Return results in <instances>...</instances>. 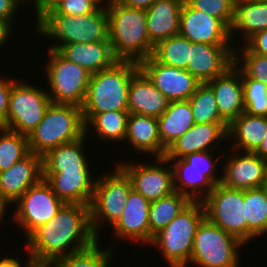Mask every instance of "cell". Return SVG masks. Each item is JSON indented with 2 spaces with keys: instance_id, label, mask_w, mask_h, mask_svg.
Here are the masks:
<instances>
[{
  "instance_id": "cell-1",
  "label": "cell",
  "mask_w": 267,
  "mask_h": 267,
  "mask_svg": "<svg viewBox=\"0 0 267 267\" xmlns=\"http://www.w3.org/2000/svg\"><path fill=\"white\" fill-rule=\"evenodd\" d=\"M25 239L33 259L47 261L84 250L98 240L92 231L89 205L79 203H65Z\"/></svg>"
},
{
  "instance_id": "cell-50",
  "label": "cell",
  "mask_w": 267,
  "mask_h": 267,
  "mask_svg": "<svg viewBox=\"0 0 267 267\" xmlns=\"http://www.w3.org/2000/svg\"><path fill=\"white\" fill-rule=\"evenodd\" d=\"M26 267H56L54 261L32 259Z\"/></svg>"
},
{
  "instance_id": "cell-48",
  "label": "cell",
  "mask_w": 267,
  "mask_h": 267,
  "mask_svg": "<svg viewBox=\"0 0 267 267\" xmlns=\"http://www.w3.org/2000/svg\"><path fill=\"white\" fill-rule=\"evenodd\" d=\"M12 27V24L8 20L0 18V46L4 45L8 40L11 32L13 31Z\"/></svg>"
},
{
  "instance_id": "cell-54",
  "label": "cell",
  "mask_w": 267,
  "mask_h": 267,
  "mask_svg": "<svg viewBox=\"0 0 267 267\" xmlns=\"http://www.w3.org/2000/svg\"><path fill=\"white\" fill-rule=\"evenodd\" d=\"M94 1L99 7H105L104 0H92Z\"/></svg>"
},
{
  "instance_id": "cell-19",
  "label": "cell",
  "mask_w": 267,
  "mask_h": 267,
  "mask_svg": "<svg viewBox=\"0 0 267 267\" xmlns=\"http://www.w3.org/2000/svg\"><path fill=\"white\" fill-rule=\"evenodd\" d=\"M233 152L222 167L221 182L231 189L248 190L263 187L265 182V160L254 152L239 155Z\"/></svg>"
},
{
  "instance_id": "cell-15",
  "label": "cell",
  "mask_w": 267,
  "mask_h": 267,
  "mask_svg": "<svg viewBox=\"0 0 267 267\" xmlns=\"http://www.w3.org/2000/svg\"><path fill=\"white\" fill-rule=\"evenodd\" d=\"M138 65L170 102L189 100L201 84L189 71L159 63L152 56Z\"/></svg>"
},
{
  "instance_id": "cell-3",
  "label": "cell",
  "mask_w": 267,
  "mask_h": 267,
  "mask_svg": "<svg viewBox=\"0 0 267 267\" xmlns=\"http://www.w3.org/2000/svg\"><path fill=\"white\" fill-rule=\"evenodd\" d=\"M108 39L114 57L119 61L140 63L152 56L145 10L122 4L108 6Z\"/></svg>"
},
{
  "instance_id": "cell-29",
  "label": "cell",
  "mask_w": 267,
  "mask_h": 267,
  "mask_svg": "<svg viewBox=\"0 0 267 267\" xmlns=\"http://www.w3.org/2000/svg\"><path fill=\"white\" fill-rule=\"evenodd\" d=\"M157 120L161 144L166 149L195 124L189 100L169 102Z\"/></svg>"
},
{
  "instance_id": "cell-42",
  "label": "cell",
  "mask_w": 267,
  "mask_h": 267,
  "mask_svg": "<svg viewBox=\"0 0 267 267\" xmlns=\"http://www.w3.org/2000/svg\"><path fill=\"white\" fill-rule=\"evenodd\" d=\"M98 8L99 6L92 0H60L44 14L86 15Z\"/></svg>"
},
{
  "instance_id": "cell-18",
  "label": "cell",
  "mask_w": 267,
  "mask_h": 267,
  "mask_svg": "<svg viewBox=\"0 0 267 267\" xmlns=\"http://www.w3.org/2000/svg\"><path fill=\"white\" fill-rule=\"evenodd\" d=\"M42 179V157L30 152L10 169L0 172V197L7 205H12Z\"/></svg>"
},
{
  "instance_id": "cell-10",
  "label": "cell",
  "mask_w": 267,
  "mask_h": 267,
  "mask_svg": "<svg viewBox=\"0 0 267 267\" xmlns=\"http://www.w3.org/2000/svg\"><path fill=\"white\" fill-rule=\"evenodd\" d=\"M49 61L46 76L51 91V103L74 104L82 107L91 73L84 67L67 60L57 50L47 49Z\"/></svg>"
},
{
  "instance_id": "cell-11",
  "label": "cell",
  "mask_w": 267,
  "mask_h": 267,
  "mask_svg": "<svg viewBox=\"0 0 267 267\" xmlns=\"http://www.w3.org/2000/svg\"><path fill=\"white\" fill-rule=\"evenodd\" d=\"M48 90L15 80L11 86L9 109L6 118V129L29 136L51 104Z\"/></svg>"
},
{
  "instance_id": "cell-16",
  "label": "cell",
  "mask_w": 267,
  "mask_h": 267,
  "mask_svg": "<svg viewBox=\"0 0 267 267\" xmlns=\"http://www.w3.org/2000/svg\"><path fill=\"white\" fill-rule=\"evenodd\" d=\"M179 34L191 42L210 45L232 42L230 29L220 19L192 8L186 1L181 8Z\"/></svg>"
},
{
  "instance_id": "cell-36",
  "label": "cell",
  "mask_w": 267,
  "mask_h": 267,
  "mask_svg": "<svg viewBox=\"0 0 267 267\" xmlns=\"http://www.w3.org/2000/svg\"><path fill=\"white\" fill-rule=\"evenodd\" d=\"M189 102L195 123H226L218 113L215 93L207 83L197 87Z\"/></svg>"
},
{
  "instance_id": "cell-52",
  "label": "cell",
  "mask_w": 267,
  "mask_h": 267,
  "mask_svg": "<svg viewBox=\"0 0 267 267\" xmlns=\"http://www.w3.org/2000/svg\"><path fill=\"white\" fill-rule=\"evenodd\" d=\"M8 208L7 204L0 197V222L3 220L5 216L6 209Z\"/></svg>"
},
{
  "instance_id": "cell-38",
  "label": "cell",
  "mask_w": 267,
  "mask_h": 267,
  "mask_svg": "<svg viewBox=\"0 0 267 267\" xmlns=\"http://www.w3.org/2000/svg\"><path fill=\"white\" fill-rule=\"evenodd\" d=\"M100 241H96L92 246L72 253L66 257L54 261L56 267H109L113 255V247L110 246L102 250Z\"/></svg>"
},
{
  "instance_id": "cell-26",
  "label": "cell",
  "mask_w": 267,
  "mask_h": 267,
  "mask_svg": "<svg viewBox=\"0 0 267 267\" xmlns=\"http://www.w3.org/2000/svg\"><path fill=\"white\" fill-rule=\"evenodd\" d=\"M64 58L84 67L91 74L112 66L118 61L109 40L94 43H69L57 50Z\"/></svg>"
},
{
  "instance_id": "cell-27",
  "label": "cell",
  "mask_w": 267,
  "mask_h": 267,
  "mask_svg": "<svg viewBox=\"0 0 267 267\" xmlns=\"http://www.w3.org/2000/svg\"><path fill=\"white\" fill-rule=\"evenodd\" d=\"M139 153L164 157L166 148L161 144L158 120L155 117L129 114L125 139Z\"/></svg>"
},
{
  "instance_id": "cell-9",
  "label": "cell",
  "mask_w": 267,
  "mask_h": 267,
  "mask_svg": "<svg viewBox=\"0 0 267 267\" xmlns=\"http://www.w3.org/2000/svg\"><path fill=\"white\" fill-rule=\"evenodd\" d=\"M243 245L240 239L204 218L196 229L189 263L202 267H240L238 248Z\"/></svg>"
},
{
  "instance_id": "cell-2",
  "label": "cell",
  "mask_w": 267,
  "mask_h": 267,
  "mask_svg": "<svg viewBox=\"0 0 267 267\" xmlns=\"http://www.w3.org/2000/svg\"><path fill=\"white\" fill-rule=\"evenodd\" d=\"M138 63L116 61L112 66L91 74L84 103L83 121L101 112H128V91Z\"/></svg>"
},
{
  "instance_id": "cell-35",
  "label": "cell",
  "mask_w": 267,
  "mask_h": 267,
  "mask_svg": "<svg viewBox=\"0 0 267 267\" xmlns=\"http://www.w3.org/2000/svg\"><path fill=\"white\" fill-rule=\"evenodd\" d=\"M190 55V40L180 34L160 40L152 52L159 63L186 70Z\"/></svg>"
},
{
  "instance_id": "cell-24",
  "label": "cell",
  "mask_w": 267,
  "mask_h": 267,
  "mask_svg": "<svg viewBox=\"0 0 267 267\" xmlns=\"http://www.w3.org/2000/svg\"><path fill=\"white\" fill-rule=\"evenodd\" d=\"M169 102L141 70L132 77L128 91L129 114L159 118Z\"/></svg>"
},
{
  "instance_id": "cell-22",
  "label": "cell",
  "mask_w": 267,
  "mask_h": 267,
  "mask_svg": "<svg viewBox=\"0 0 267 267\" xmlns=\"http://www.w3.org/2000/svg\"><path fill=\"white\" fill-rule=\"evenodd\" d=\"M151 202L134 189L130 191L122 211V216L112 226L118 241L130 239L150 244L149 210Z\"/></svg>"
},
{
  "instance_id": "cell-47",
  "label": "cell",
  "mask_w": 267,
  "mask_h": 267,
  "mask_svg": "<svg viewBox=\"0 0 267 267\" xmlns=\"http://www.w3.org/2000/svg\"><path fill=\"white\" fill-rule=\"evenodd\" d=\"M155 1L156 0H123L121 4L129 8L146 11Z\"/></svg>"
},
{
  "instance_id": "cell-28",
  "label": "cell",
  "mask_w": 267,
  "mask_h": 267,
  "mask_svg": "<svg viewBox=\"0 0 267 267\" xmlns=\"http://www.w3.org/2000/svg\"><path fill=\"white\" fill-rule=\"evenodd\" d=\"M267 133V117L254 116L243 112L234 119L227 129V138L236 140L231 149L237 152H254Z\"/></svg>"
},
{
  "instance_id": "cell-30",
  "label": "cell",
  "mask_w": 267,
  "mask_h": 267,
  "mask_svg": "<svg viewBox=\"0 0 267 267\" xmlns=\"http://www.w3.org/2000/svg\"><path fill=\"white\" fill-rule=\"evenodd\" d=\"M86 137L87 133L75 141L49 150L42 156L43 171L90 170L83 149Z\"/></svg>"
},
{
  "instance_id": "cell-33",
  "label": "cell",
  "mask_w": 267,
  "mask_h": 267,
  "mask_svg": "<svg viewBox=\"0 0 267 267\" xmlns=\"http://www.w3.org/2000/svg\"><path fill=\"white\" fill-rule=\"evenodd\" d=\"M191 202L188 197L177 191L151 202L149 210L150 243L153 236L165 228Z\"/></svg>"
},
{
  "instance_id": "cell-6",
  "label": "cell",
  "mask_w": 267,
  "mask_h": 267,
  "mask_svg": "<svg viewBox=\"0 0 267 267\" xmlns=\"http://www.w3.org/2000/svg\"><path fill=\"white\" fill-rule=\"evenodd\" d=\"M204 218L202 202L192 201L165 228L153 236L150 244L158 247L170 267H187L196 229Z\"/></svg>"
},
{
  "instance_id": "cell-23",
  "label": "cell",
  "mask_w": 267,
  "mask_h": 267,
  "mask_svg": "<svg viewBox=\"0 0 267 267\" xmlns=\"http://www.w3.org/2000/svg\"><path fill=\"white\" fill-rule=\"evenodd\" d=\"M207 84L215 93L220 117L228 125L245 112L242 71L235 64Z\"/></svg>"
},
{
  "instance_id": "cell-53",
  "label": "cell",
  "mask_w": 267,
  "mask_h": 267,
  "mask_svg": "<svg viewBox=\"0 0 267 267\" xmlns=\"http://www.w3.org/2000/svg\"><path fill=\"white\" fill-rule=\"evenodd\" d=\"M104 2H105V8H107L108 6L113 4H121L123 0H104Z\"/></svg>"
},
{
  "instance_id": "cell-34",
  "label": "cell",
  "mask_w": 267,
  "mask_h": 267,
  "mask_svg": "<svg viewBox=\"0 0 267 267\" xmlns=\"http://www.w3.org/2000/svg\"><path fill=\"white\" fill-rule=\"evenodd\" d=\"M129 112L112 111L94 114L85 123V133L93 127L98 138L103 141H123L127 131V120Z\"/></svg>"
},
{
  "instance_id": "cell-7",
  "label": "cell",
  "mask_w": 267,
  "mask_h": 267,
  "mask_svg": "<svg viewBox=\"0 0 267 267\" xmlns=\"http://www.w3.org/2000/svg\"><path fill=\"white\" fill-rule=\"evenodd\" d=\"M115 165V171L103 173L96 179L89 205L92 231L98 239L104 222L113 226L122 216L128 194L133 189L130 177L118 164Z\"/></svg>"
},
{
  "instance_id": "cell-17",
  "label": "cell",
  "mask_w": 267,
  "mask_h": 267,
  "mask_svg": "<svg viewBox=\"0 0 267 267\" xmlns=\"http://www.w3.org/2000/svg\"><path fill=\"white\" fill-rule=\"evenodd\" d=\"M235 51L231 45H210L190 41L186 70L199 82L207 83L234 65Z\"/></svg>"
},
{
  "instance_id": "cell-51",
  "label": "cell",
  "mask_w": 267,
  "mask_h": 267,
  "mask_svg": "<svg viewBox=\"0 0 267 267\" xmlns=\"http://www.w3.org/2000/svg\"><path fill=\"white\" fill-rule=\"evenodd\" d=\"M254 153L264 160L267 159V133L264 136V139L262 140L259 147L254 151Z\"/></svg>"
},
{
  "instance_id": "cell-40",
  "label": "cell",
  "mask_w": 267,
  "mask_h": 267,
  "mask_svg": "<svg viewBox=\"0 0 267 267\" xmlns=\"http://www.w3.org/2000/svg\"><path fill=\"white\" fill-rule=\"evenodd\" d=\"M241 48L242 55L234 52V64L247 77L262 81L267 85V56L252 52L246 45L244 48L241 46Z\"/></svg>"
},
{
  "instance_id": "cell-46",
  "label": "cell",
  "mask_w": 267,
  "mask_h": 267,
  "mask_svg": "<svg viewBox=\"0 0 267 267\" xmlns=\"http://www.w3.org/2000/svg\"><path fill=\"white\" fill-rule=\"evenodd\" d=\"M33 1V6L35 7L36 19H38L42 14L51 9L60 0H31Z\"/></svg>"
},
{
  "instance_id": "cell-55",
  "label": "cell",
  "mask_w": 267,
  "mask_h": 267,
  "mask_svg": "<svg viewBox=\"0 0 267 267\" xmlns=\"http://www.w3.org/2000/svg\"><path fill=\"white\" fill-rule=\"evenodd\" d=\"M264 186L267 187V159H265V182Z\"/></svg>"
},
{
  "instance_id": "cell-44",
  "label": "cell",
  "mask_w": 267,
  "mask_h": 267,
  "mask_svg": "<svg viewBox=\"0 0 267 267\" xmlns=\"http://www.w3.org/2000/svg\"><path fill=\"white\" fill-rule=\"evenodd\" d=\"M245 44L252 52L267 56V29L256 32Z\"/></svg>"
},
{
  "instance_id": "cell-14",
  "label": "cell",
  "mask_w": 267,
  "mask_h": 267,
  "mask_svg": "<svg viewBox=\"0 0 267 267\" xmlns=\"http://www.w3.org/2000/svg\"><path fill=\"white\" fill-rule=\"evenodd\" d=\"M155 160L156 165L146 163V161L140 162V164L130 161L117 163L130 177L133 189L150 202L175 191L173 169L170 162L165 157H157ZM165 164L170 165L166 167Z\"/></svg>"
},
{
  "instance_id": "cell-32",
  "label": "cell",
  "mask_w": 267,
  "mask_h": 267,
  "mask_svg": "<svg viewBox=\"0 0 267 267\" xmlns=\"http://www.w3.org/2000/svg\"><path fill=\"white\" fill-rule=\"evenodd\" d=\"M247 243L267 234V187L244 190Z\"/></svg>"
},
{
  "instance_id": "cell-37",
  "label": "cell",
  "mask_w": 267,
  "mask_h": 267,
  "mask_svg": "<svg viewBox=\"0 0 267 267\" xmlns=\"http://www.w3.org/2000/svg\"><path fill=\"white\" fill-rule=\"evenodd\" d=\"M0 172L10 169L29 153L27 136L0 127Z\"/></svg>"
},
{
  "instance_id": "cell-21",
  "label": "cell",
  "mask_w": 267,
  "mask_h": 267,
  "mask_svg": "<svg viewBox=\"0 0 267 267\" xmlns=\"http://www.w3.org/2000/svg\"><path fill=\"white\" fill-rule=\"evenodd\" d=\"M43 179L64 203L91 204L96 179L89 170L43 171Z\"/></svg>"
},
{
  "instance_id": "cell-41",
  "label": "cell",
  "mask_w": 267,
  "mask_h": 267,
  "mask_svg": "<svg viewBox=\"0 0 267 267\" xmlns=\"http://www.w3.org/2000/svg\"><path fill=\"white\" fill-rule=\"evenodd\" d=\"M192 8L220 19L229 29L235 17L236 0H185Z\"/></svg>"
},
{
  "instance_id": "cell-43",
  "label": "cell",
  "mask_w": 267,
  "mask_h": 267,
  "mask_svg": "<svg viewBox=\"0 0 267 267\" xmlns=\"http://www.w3.org/2000/svg\"><path fill=\"white\" fill-rule=\"evenodd\" d=\"M15 79L0 78V127L6 124L11 86Z\"/></svg>"
},
{
  "instance_id": "cell-25",
  "label": "cell",
  "mask_w": 267,
  "mask_h": 267,
  "mask_svg": "<svg viewBox=\"0 0 267 267\" xmlns=\"http://www.w3.org/2000/svg\"><path fill=\"white\" fill-rule=\"evenodd\" d=\"M185 0H156L146 11L149 40H160L179 34L181 8Z\"/></svg>"
},
{
  "instance_id": "cell-20",
  "label": "cell",
  "mask_w": 267,
  "mask_h": 267,
  "mask_svg": "<svg viewBox=\"0 0 267 267\" xmlns=\"http://www.w3.org/2000/svg\"><path fill=\"white\" fill-rule=\"evenodd\" d=\"M227 129V123H195L166 149L164 157L180 159L191 153L211 151L227 138Z\"/></svg>"
},
{
  "instance_id": "cell-5",
  "label": "cell",
  "mask_w": 267,
  "mask_h": 267,
  "mask_svg": "<svg viewBox=\"0 0 267 267\" xmlns=\"http://www.w3.org/2000/svg\"><path fill=\"white\" fill-rule=\"evenodd\" d=\"M85 134L82 107L51 103L43 119L27 137L30 152L44 156L49 150L75 141Z\"/></svg>"
},
{
  "instance_id": "cell-39",
  "label": "cell",
  "mask_w": 267,
  "mask_h": 267,
  "mask_svg": "<svg viewBox=\"0 0 267 267\" xmlns=\"http://www.w3.org/2000/svg\"><path fill=\"white\" fill-rule=\"evenodd\" d=\"M245 112L254 116L267 117V85L247 77L242 72Z\"/></svg>"
},
{
  "instance_id": "cell-45",
  "label": "cell",
  "mask_w": 267,
  "mask_h": 267,
  "mask_svg": "<svg viewBox=\"0 0 267 267\" xmlns=\"http://www.w3.org/2000/svg\"><path fill=\"white\" fill-rule=\"evenodd\" d=\"M22 1L25 0H0V18L8 20L13 25L12 20H14L19 3H22Z\"/></svg>"
},
{
  "instance_id": "cell-12",
  "label": "cell",
  "mask_w": 267,
  "mask_h": 267,
  "mask_svg": "<svg viewBox=\"0 0 267 267\" xmlns=\"http://www.w3.org/2000/svg\"><path fill=\"white\" fill-rule=\"evenodd\" d=\"M201 202L208 221L247 243L244 190L227 188L219 183Z\"/></svg>"
},
{
  "instance_id": "cell-49",
  "label": "cell",
  "mask_w": 267,
  "mask_h": 267,
  "mask_svg": "<svg viewBox=\"0 0 267 267\" xmlns=\"http://www.w3.org/2000/svg\"><path fill=\"white\" fill-rule=\"evenodd\" d=\"M33 259L31 255L28 257L27 263L22 266L23 264L18 261V259L11 257H4L3 259L1 258L0 260V267H26V265Z\"/></svg>"
},
{
  "instance_id": "cell-13",
  "label": "cell",
  "mask_w": 267,
  "mask_h": 267,
  "mask_svg": "<svg viewBox=\"0 0 267 267\" xmlns=\"http://www.w3.org/2000/svg\"><path fill=\"white\" fill-rule=\"evenodd\" d=\"M64 204L45 179H42L36 185L29 187L15 202L13 220L22 227L27 238L35 229L53 218Z\"/></svg>"
},
{
  "instance_id": "cell-8",
  "label": "cell",
  "mask_w": 267,
  "mask_h": 267,
  "mask_svg": "<svg viewBox=\"0 0 267 267\" xmlns=\"http://www.w3.org/2000/svg\"><path fill=\"white\" fill-rule=\"evenodd\" d=\"M213 156L211 151H201L180 159H167L173 169L175 191L191 201H203L221 182V175H215L219 170L215 166L219 157L215 159Z\"/></svg>"
},
{
  "instance_id": "cell-31",
  "label": "cell",
  "mask_w": 267,
  "mask_h": 267,
  "mask_svg": "<svg viewBox=\"0 0 267 267\" xmlns=\"http://www.w3.org/2000/svg\"><path fill=\"white\" fill-rule=\"evenodd\" d=\"M265 29H267V1H235V17L230 29L231 39L232 33L234 35V31H239L246 42L256 32Z\"/></svg>"
},
{
  "instance_id": "cell-4",
  "label": "cell",
  "mask_w": 267,
  "mask_h": 267,
  "mask_svg": "<svg viewBox=\"0 0 267 267\" xmlns=\"http://www.w3.org/2000/svg\"><path fill=\"white\" fill-rule=\"evenodd\" d=\"M36 33L53 37L57 42L48 49L58 50L69 43H94L108 39V12L105 7L86 15L42 14L37 19Z\"/></svg>"
}]
</instances>
